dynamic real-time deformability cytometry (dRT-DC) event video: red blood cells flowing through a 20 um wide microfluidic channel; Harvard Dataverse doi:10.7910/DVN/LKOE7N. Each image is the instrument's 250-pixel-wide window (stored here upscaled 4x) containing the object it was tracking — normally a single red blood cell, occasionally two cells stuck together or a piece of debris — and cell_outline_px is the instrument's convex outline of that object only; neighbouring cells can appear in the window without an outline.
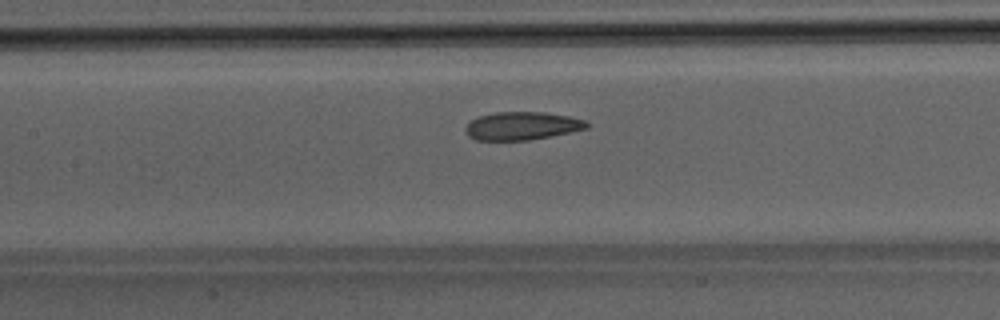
{"species": "Egyptian fruit bat (a non-hibernating species)", "species_latin": "Rousettus aegyptiacus", "temperature_condition": "room temperature", "stored_images_in_passage": 37, "camera_frame_rate_fps": 3000, "um_per_image_px": 0.085, "animal": {"sex": "male"}, "frame": {"image": 1, "passage_image": 12, "time_ms": 3.667, "image_size_px": [1000, 320], "cell_outline_px": [[588, 128], [528, 140], [476, 140], [468, 136], [464, 132], [464, 128], [468, 120], [476, 116], [496, 112], [544, 112], [568, 116], [584, 120], [588, 124]], "centroid_in_image_um": [44.26, 10.69], "position_along_channel_um": 163.1, "area_um2": 19.88}}
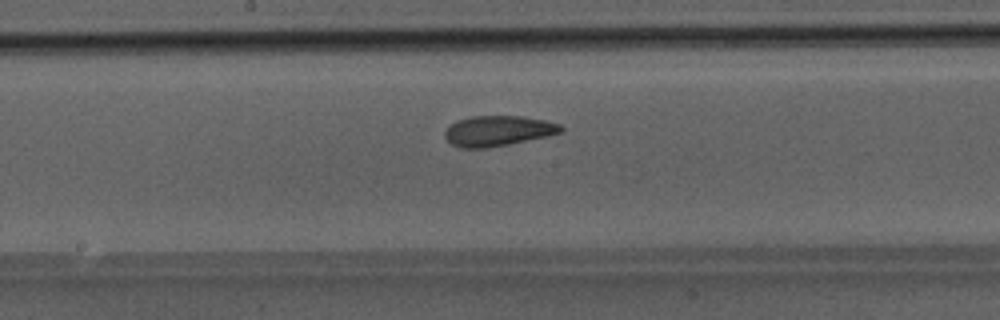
{"frame": {"image": 2, "passage_image": 15, "time_ms": 4.667, "image_size_px": [1000, 320], "cell_outline_px": [[564, 132], [548, 136], [508, 144], [484, 148], [460, 148], [452, 144], [444, 136], [444, 132], [456, 120], [472, 116], [520, 116], [544, 120], [560, 124], [564, 128]], "centroid_in_image_um": [42.35, 11.12], "position_along_channel_um": 205.9, "area_um2": 20.46}}
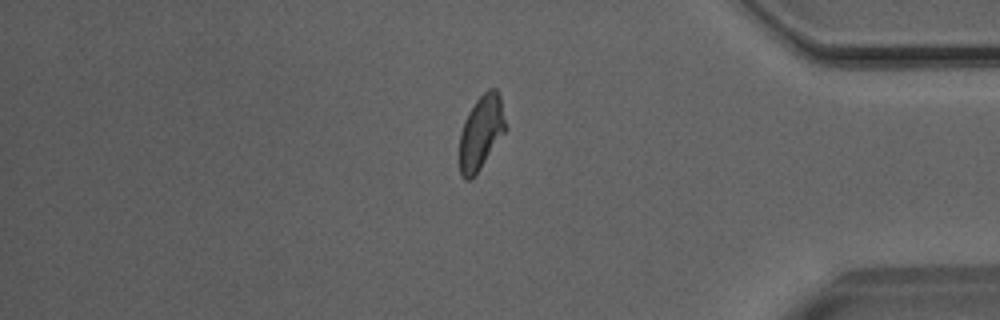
{"frame": {"image": 3, "passage_image": 30, "time_ms": 9.667, "image_size_px": [1000, 320], "cell_outline_px": [[504, 132], [480, 168], [468, 180], [464, 180], [460, 176], [460, 132], [464, 120], [468, 112], [476, 100], [488, 88], [496, 88], [500, 96], [504, 120]], "centroid_in_image_um": [40.85, 11.23], "position_along_channel_um": 394.3, "area_um2": 19.31}}